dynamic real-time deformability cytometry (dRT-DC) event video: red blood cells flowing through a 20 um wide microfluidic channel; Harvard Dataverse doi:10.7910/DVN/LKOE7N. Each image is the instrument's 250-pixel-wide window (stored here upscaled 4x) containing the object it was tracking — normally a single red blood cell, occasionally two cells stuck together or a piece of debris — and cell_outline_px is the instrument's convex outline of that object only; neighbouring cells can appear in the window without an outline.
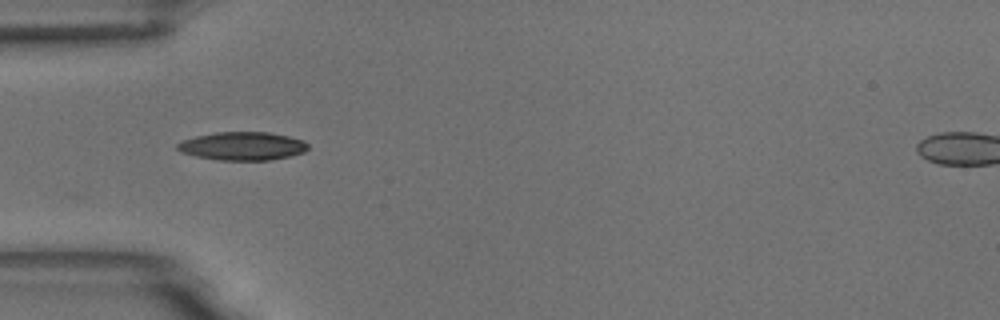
{"species": "common noctule bat (a hibernating species)", "species_latin": "Nyctalus noctula", "temperature_condition": "room temperature", "stored_images_in_passage": 19, "camera_frame_rate_fps": 3000, "um_per_image_px": 0.085, "animal": {"sex": "male", "body_mass_g": 18.8}, "frame": {"image": 1, "passage_image": 1, "time_ms": 0.0, "image_size_px": [1000, 320], "cell_outline_px": [[308, 148], [304, 152], [288, 156], [268, 160], [220, 160], [196, 156], [184, 152], [176, 148], [176, 144], [184, 140], [196, 136], [216, 132], [268, 132], [288, 136], [304, 140], [308, 144]], "centroid_in_image_um": [20.63, 12.41], "position_along_channel_um": 64.4, "area_um2": 21.33}}
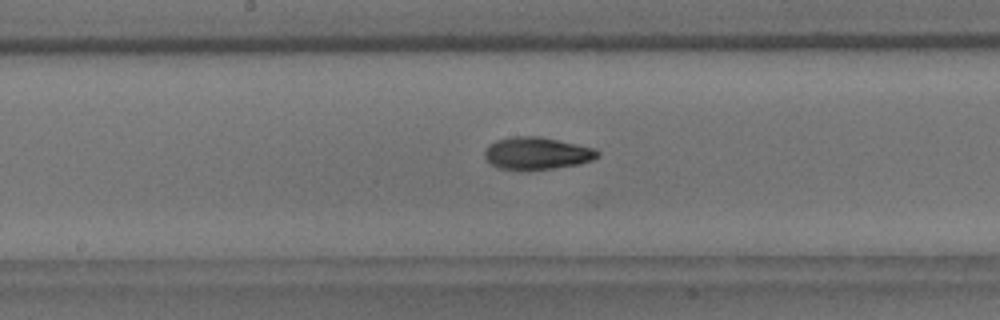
{"frame": {"image": 2, "passage_image": 13, "time_ms": 4.0, "image_size_px": [1000, 320], "cell_outline_px": [[600, 156], [592, 160], [580, 164], [528, 172], [500, 168], [492, 164], [484, 156], [484, 152], [496, 140], [516, 136], [540, 136], [596, 148], [600, 152]], "centroid_in_image_um": [45.69, 13.05], "position_along_channel_um": 202.5, "area_um2": 21.56}}
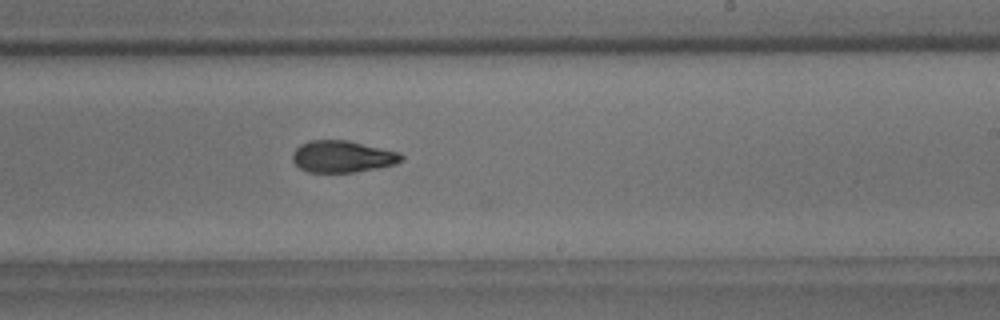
{"frame": {"image": 3, "passage_image": 18, "time_ms": 5.667, "image_size_px": [1000, 320], "cell_outline_px": [[404, 160], [396, 164], [380, 168], [356, 172], [308, 172], [300, 168], [292, 160], [292, 152], [300, 144], [308, 140], [348, 140], [400, 152], [404, 156]], "centroid_in_image_um": [29.13, 13.3], "position_along_channel_um": 259.9, "area_um2": 20.46}}